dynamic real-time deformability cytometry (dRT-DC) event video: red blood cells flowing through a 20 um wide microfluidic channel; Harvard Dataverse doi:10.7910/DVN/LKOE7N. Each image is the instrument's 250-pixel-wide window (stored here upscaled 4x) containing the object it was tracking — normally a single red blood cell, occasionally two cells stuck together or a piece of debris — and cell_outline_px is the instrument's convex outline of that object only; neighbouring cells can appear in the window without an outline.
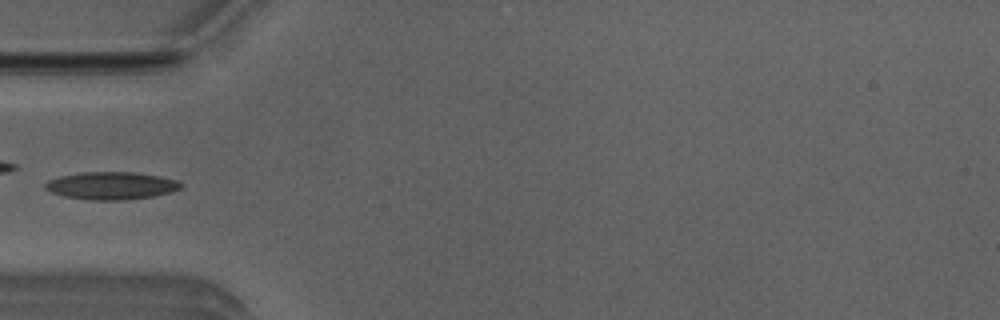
{"species": "Egyptian fruit bat (a non-hibernating species)", "species_latin": "Rousettus aegyptiacus", "temperature_condition": "room temperature", "stored_images_in_passage": 2, "camera_frame_rate_fps": 3000, "um_per_image_px": 0.085, "animal": {"sex": "male"}, "frame": {"image": 1, "passage_image": 1, "time_ms": 0.0, "image_size_px": [1000, 320], "cell_outline_px": [[184, 184], [180, 188], [172, 192], [152, 196], [124, 200], [92, 200], [64, 196], [52, 192], [44, 188], [44, 184], [48, 180], [60, 176], [80, 172], [132, 172], [160, 176], [176, 180]], "centroid_in_image_um": [9.46, 15.78], "position_along_channel_um": 75.5, "area_um2": 21.79}}